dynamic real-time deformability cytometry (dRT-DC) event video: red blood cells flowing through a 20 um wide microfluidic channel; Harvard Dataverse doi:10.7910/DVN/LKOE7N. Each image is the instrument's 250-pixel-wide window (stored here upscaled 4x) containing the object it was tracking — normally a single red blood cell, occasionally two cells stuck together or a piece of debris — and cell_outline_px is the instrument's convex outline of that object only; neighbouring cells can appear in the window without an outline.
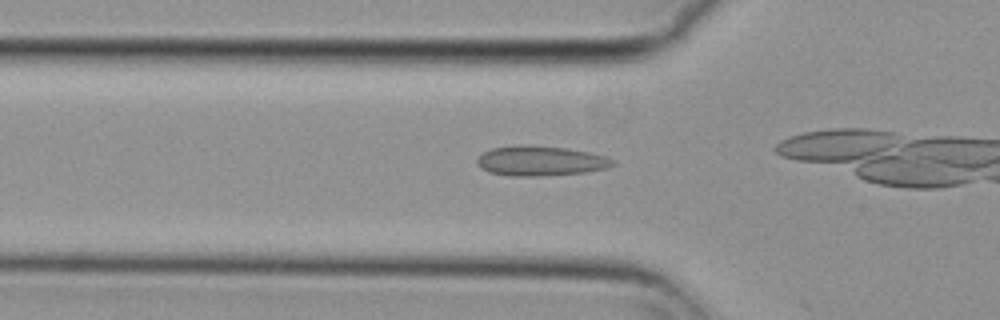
{"species": "common noctule bat (a hibernating species)", "species_latin": "Nyctalus noctula", "temperature_condition": "cold", "stored_images_in_passage": 12, "camera_frame_rate_fps": 3000, "um_per_image_px": 0.085, "animal": {"sex": "female", "body_mass_g": 29.2, "forearm_length_mm": 56.3}, "frame": {"image": 1, "passage_image": 3, "time_ms": 0.667, "image_size_px": [1000, 320], "cell_outline_px": [[616, 164], [604, 168], [584, 172], [540, 176], [508, 176], [488, 172], [480, 168], [476, 164], [476, 160], [484, 152], [492, 148], [564, 148], [588, 152], [604, 156], [612, 160]], "centroid_in_image_um": [45.92, 13.73], "position_along_channel_um": 79.9, "area_um2": 22.43}}
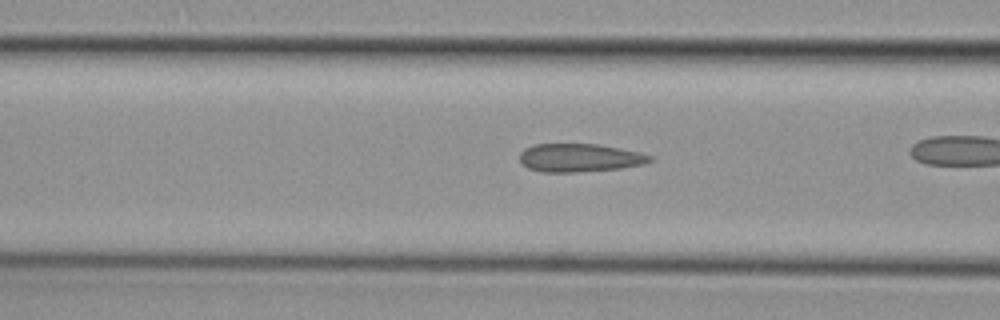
{"frame": {"image": 2, "passage_image": 6, "time_ms": 1.667, "image_size_px": [1000, 320], "cell_outline_px": [[652, 160], [644, 164], [620, 168], [576, 172], [540, 172], [528, 168], [520, 160], [520, 152], [524, 148], [536, 144], [596, 144], [640, 152], [652, 156]], "centroid_in_image_um": [49.25, 13.41], "position_along_channel_um": 117.3, "area_um2": 21.33}}